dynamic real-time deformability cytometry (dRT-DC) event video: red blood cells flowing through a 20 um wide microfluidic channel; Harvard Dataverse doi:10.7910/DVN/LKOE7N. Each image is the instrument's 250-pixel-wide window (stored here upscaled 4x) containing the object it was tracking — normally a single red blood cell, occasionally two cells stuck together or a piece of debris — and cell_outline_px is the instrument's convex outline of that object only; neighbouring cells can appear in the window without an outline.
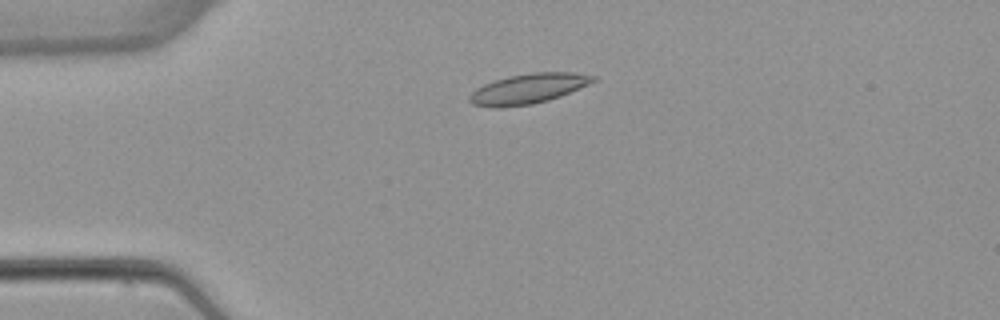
{"species": "common noctule bat (a hibernating species)", "species_latin": "Nyctalus noctula", "temperature_condition": "warm", "stored_images_in_passage": 4, "camera_frame_rate_fps": 3000, "um_per_image_px": 0.085, "animal": {"sex": "female", "body_mass_g": 22.7, "forearm_length_mm": 54.2}, "frame": {"image": 1, "passage_image": 3, "time_ms": 2.333, "image_size_px": [1000, 320], "cell_outline_px": [[596, 80], [588, 84], [560, 96], [548, 100], [532, 104], [500, 108], [496, 108], [472, 104], [468, 100], [468, 96], [476, 88], [484, 84], [508, 76], [532, 72], [576, 72], [596, 76]], "centroid_in_image_um": [44.88, 7.54], "position_along_channel_um": 40.1, "area_um2": 21.62}}